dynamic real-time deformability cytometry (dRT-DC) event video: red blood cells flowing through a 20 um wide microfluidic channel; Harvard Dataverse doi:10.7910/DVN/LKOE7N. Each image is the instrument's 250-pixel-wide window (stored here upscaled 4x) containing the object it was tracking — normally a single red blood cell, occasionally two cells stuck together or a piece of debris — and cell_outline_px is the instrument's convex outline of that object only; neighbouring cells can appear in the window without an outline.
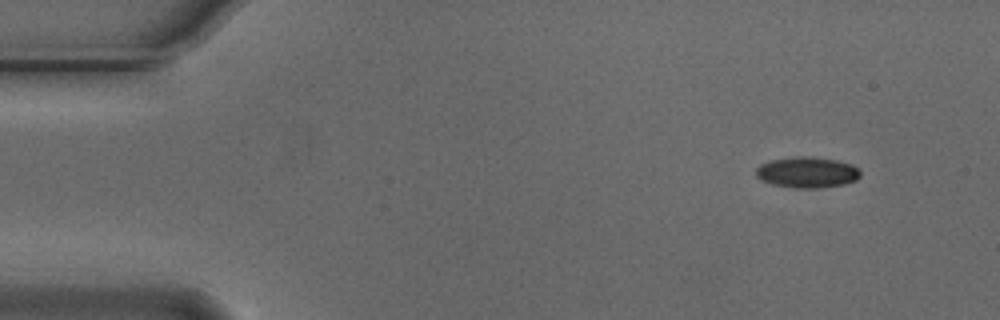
{"species": "Egyptian fruit bat (a non-hibernating species)", "species_latin": "Rousettus aegyptiacus", "temperature_condition": "cold", "stored_images_in_passage": 51, "camera_frame_rate_fps": 3000, "um_per_image_px": 0.085, "animal": {"sex": "male"}, "frame": {"image": 1, "passage_image": 1, "time_ms": 0.0, "image_size_px": [1000, 320], "cell_outline_px": [[860, 176], [856, 180], [844, 184], [816, 188], [792, 188], [772, 184], [760, 180], [756, 176], [756, 168], [760, 164], [772, 160], [796, 156], [808, 156], [836, 160], [852, 164], [860, 172]], "centroid_in_image_um": [68.58, 14.65], "position_along_channel_um": 16.4, "area_um2": 18.79}}
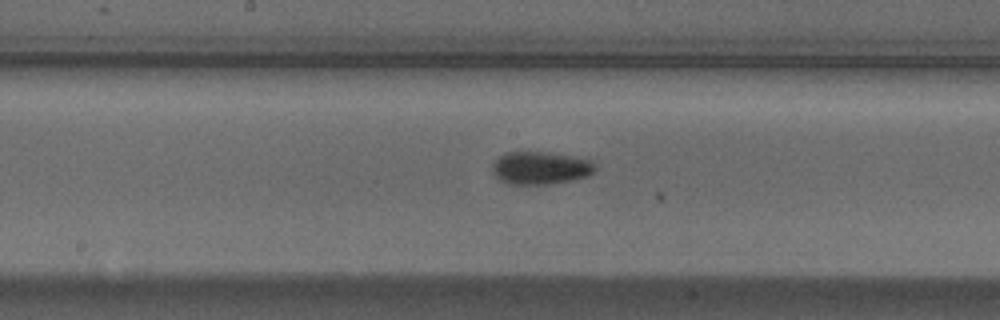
{"frame": {"image": 2, "passage_image": 24, "time_ms": 7.667, "image_size_px": [1000, 320], "cell_outline_px": [[596, 168], [588, 176], [572, 180], [548, 184], [508, 184], [500, 180], [492, 172], [492, 164], [500, 156], [508, 152], [548, 152], [592, 160], [596, 164]], "centroid_in_image_um": [45.94, 14.28], "position_along_channel_um": 202.3, "area_um2": 19.59}}
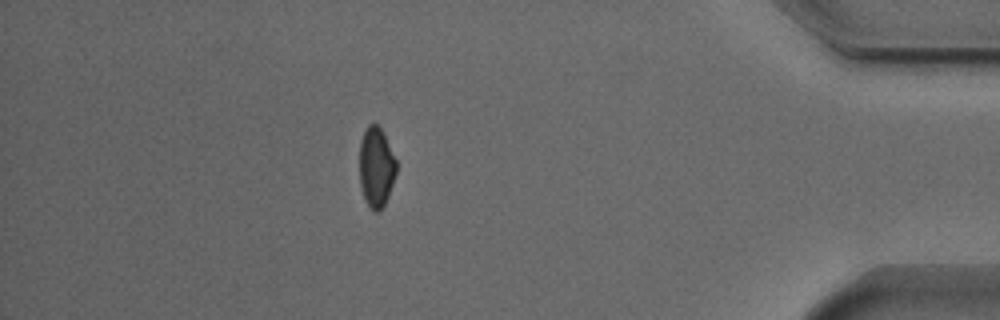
{"frame": {"image": 3, "passage_image": 44, "time_ms": 14.333, "image_size_px": [1000, 320], "cell_outline_px": [[396, 172], [388, 196], [380, 212], [372, 212], [364, 196], [360, 184], [360, 140], [368, 124], [376, 124], [380, 128], [396, 160]], "centroid_in_image_um": [31.97, 14.23], "position_along_channel_um": 403.2, "area_um2": 16.88}, "authors_computed_cell_mechanics": {"area_um2": 18.7272, "velocity_mm_per_s": 3.724, "shape_relaxation_time_tau1_ms": 3.3833, "shape_relaxation_time_tau2_ms": null, "deformation_change_tau1": 0.0933, "deformation_change_tau2": null}}